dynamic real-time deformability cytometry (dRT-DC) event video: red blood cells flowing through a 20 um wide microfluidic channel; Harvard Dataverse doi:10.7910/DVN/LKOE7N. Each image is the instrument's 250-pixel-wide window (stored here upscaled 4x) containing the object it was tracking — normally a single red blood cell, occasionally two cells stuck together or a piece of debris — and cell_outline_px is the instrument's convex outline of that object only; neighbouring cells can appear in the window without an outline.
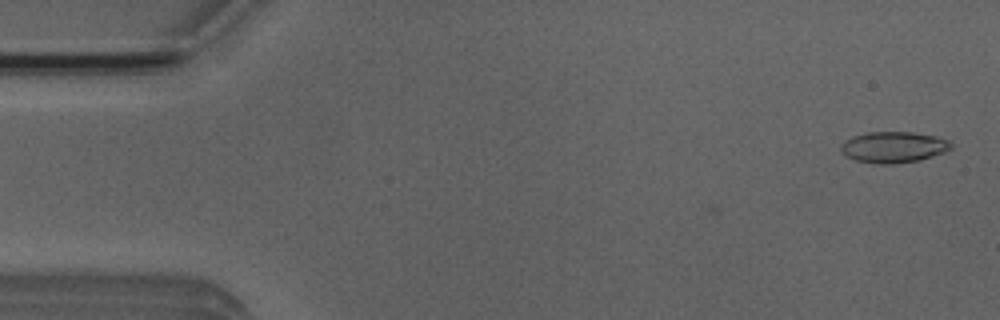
{"species": "Egyptian fruit bat (a non-hibernating species)", "species_latin": "Rousettus aegyptiacus", "temperature_condition": "room temperature", "stored_images_in_passage": 43, "camera_frame_rate_fps": 3000, "um_per_image_px": 0.085, "animal": {"sex": "male"}, "frame": {"image": 1, "passage_image": 2, "time_ms": 0.333, "image_size_px": [1000, 320], "cell_outline_px": [[952, 148], [944, 152], [920, 160], [892, 164], [880, 164], [856, 160], [848, 156], [840, 148], [840, 144], [844, 140], [852, 136], [868, 132], [912, 132], [936, 136], [948, 140], [952, 144]], "centroid_in_image_um": [75.96, 12.5], "position_along_channel_um": 9.0, "area_um2": 19.88}}
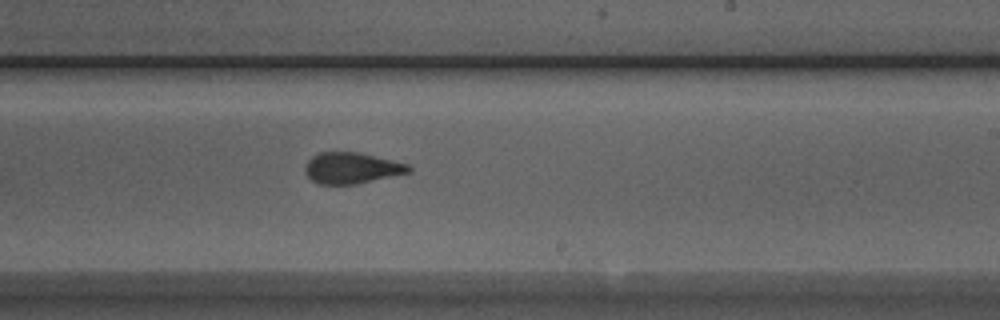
{"frame": {"image": 2, "passage_image": 31, "time_ms": 10.0, "image_size_px": [1000, 320], "cell_outline_px": [[412, 172], [356, 184], [316, 184], [304, 172], [304, 168], [308, 160], [312, 156], [320, 152], [360, 152], [408, 164], [412, 168]], "centroid_in_image_um": [29.89, 14.28], "position_along_channel_um": 259.1, "area_um2": 18.9}}
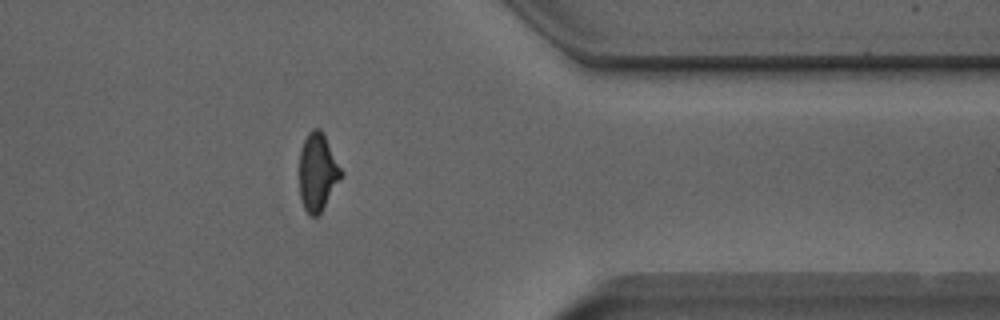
{"frame": {"image": 3, "passage_image": 42, "time_ms": 13.667, "image_size_px": [1000, 320], "cell_outline_px": [[344, 172], [340, 180], [320, 212], [316, 216], [308, 216], [304, 208], [300, 196], [300, 152], [304, 140], [308, 132], [312, 128], [320, 128]], "centroid_in_image_um": [27.0, 14.62], "position_along_channel_um": 384.4, "area_um2": 18.73}}